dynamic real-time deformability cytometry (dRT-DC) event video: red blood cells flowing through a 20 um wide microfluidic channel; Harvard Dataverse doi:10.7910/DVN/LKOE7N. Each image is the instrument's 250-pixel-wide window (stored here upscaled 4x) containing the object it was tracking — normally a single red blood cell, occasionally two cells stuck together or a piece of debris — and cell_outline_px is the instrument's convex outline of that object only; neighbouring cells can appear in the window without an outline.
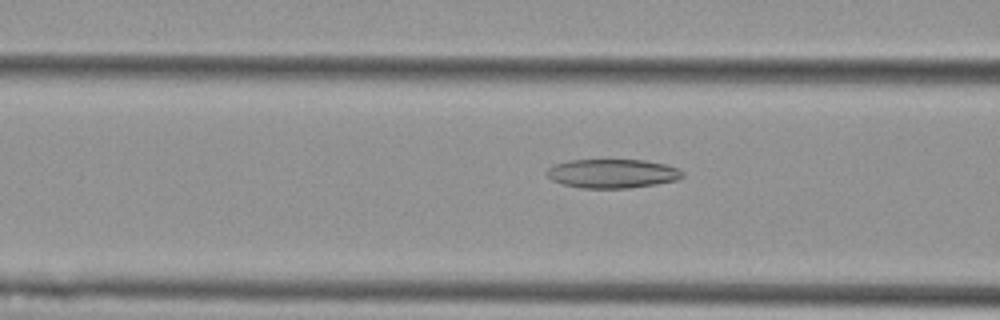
{"species": "Egyptian fruit bat (a non-hibernating species)", "species_latin": "Rousettus aegyptiacus", "temperature_condition": "cold", "stored_images_in_passage": 41, "camera_frame_rate_fps": 3000, "um_per_image_px": 0.085, "animal": {"sex": "female"}, "frame": {"image": 1, "passage_image": 15, "time_ms": 4.667, "image_size_px": [1000, 320], "cell_outline_px": [[684, 176], [676, 180], [656, 184], [628, 188], [580, 188], [564, 184], [552, 180], [544, 172], [548, 168], [556, 164], [568, 160], [644, 160], [664, 164], [676, 168], [684, 172]], "centroid_in_image_um": [52.04, 14.75], "position_along_channel_um": 114.6, "area_um2": 22.83}}
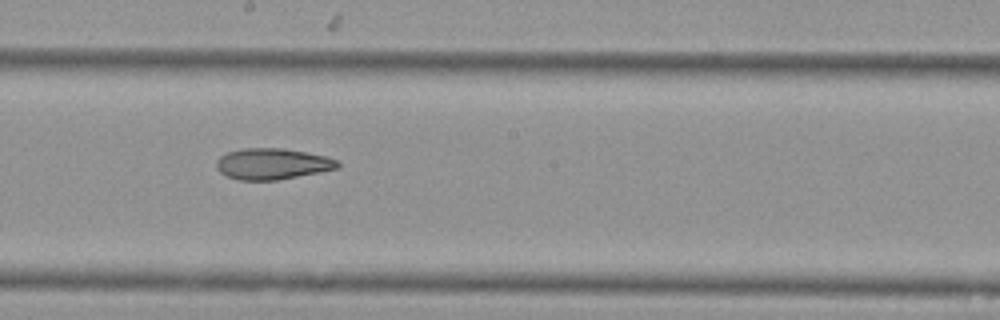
{"frame": {"image": 2, "passage_image": 24, "time_ms": 7.667, "image_size_px": [1000, 320], "cell_outline_px": [[340, 164], [336, 168], [276, 180], [240, 180], [228, 176], [220, 172], [216, 168], [216, 160], [220, 156], [228, 152], [240, 148], [284, 148], [324, 156], [340, 160]], "centroid_in_image_um": [23.1, 13.91], "position_along_channel_um": 225.1, "area_um2": 21.73}}
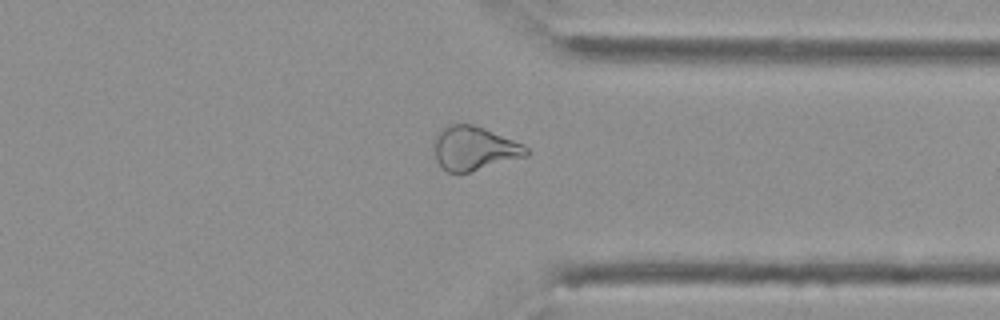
{"frame": {"image": 3, "passage_image": 36, "time_ms": 11.667, "image_size_px": [1000, 320], "cell_outline_px": [[532, 152], [528, 156], [468, 172], [448, 172], [436, 160], [432, 144], [432, 140], [436, 132], [452, 124], [472, 124], [484, 128], [524, 144]], "centroid_in_image_um": [40.31, 12.6], "position_along_channel_um": 371.1, "area_um2": 23.76}, "authors_computed_cell_mechanics": {"area_um2": 22.831, "velocity_mm_per_s": 3.6913, "shape_relaxation_time_tau1_ms": null, "shape_relaxation_time_tau2_ms": 9.2416, "deformation_change_tau1": null, "deformation_change_tau2": 0.199}}